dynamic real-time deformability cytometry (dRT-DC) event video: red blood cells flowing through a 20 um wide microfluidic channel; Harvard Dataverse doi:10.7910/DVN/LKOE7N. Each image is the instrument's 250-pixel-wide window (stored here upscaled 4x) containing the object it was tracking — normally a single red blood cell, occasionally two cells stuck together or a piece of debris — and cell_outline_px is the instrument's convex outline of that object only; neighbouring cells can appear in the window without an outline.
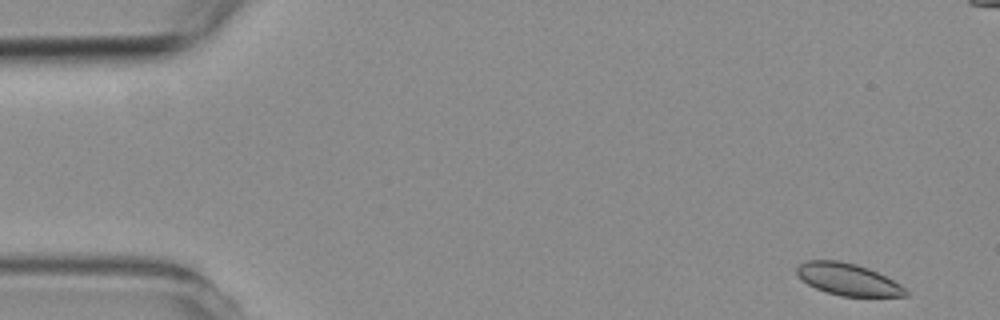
{"species": "common noctule bat (a hibernating species)", "species_latin": "Nyctalus noctula", "temperature_condition": "room temperature", "stored_images_in_passage": 7, "camera_frame_rate_fps": 3000, "um_per_image_px": 0.085, "animal": {"sex": "female", "body_mass_g": 19.3, "forearm_length_mm": 54.1}, "frame": {"image": 1, "passage_image": 1, "time_ms": 0.0, "image_size_px": [1000, 320], "cell_outline_px": [[908, 296], [840, 296], [816, 288], [808, 284], [796, 272], [796, 268], [800, 264], [808, 260], [840, 260], [856, 264], [868, 268], [900, 284], [908, 292]], "centroid_in_image_um": [72.07, 23.74], "position_along_channel_um": 12.9, "area_um2": 19.94}}
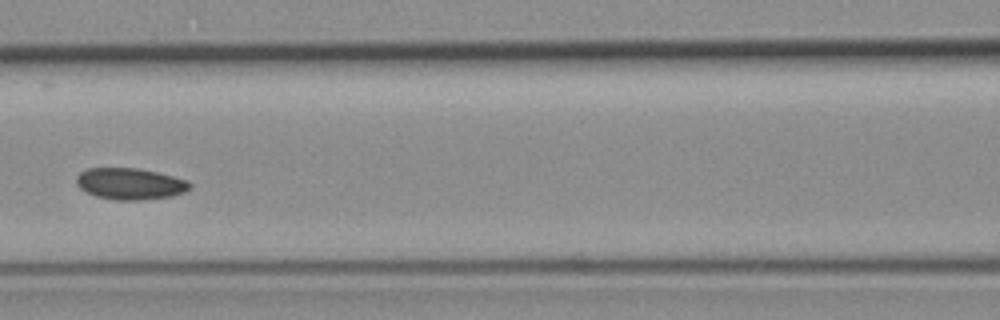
{"frame": {"image": 2, "passage_image": 6, "time_ms": 6.667, "image_size_px": [1000, 320], "cell_outline_px": [[192, 188], [184, 192], [172, 196], [140, 200], [116, 200], [96, 196], [80, 188], [76, 184], [76, 176], [80, 172], [88, 168], [136, 168], [156, 172], [188, 180], [192, 184]], "centroid_in_image_um": [11.07, 15.62], "position_along_channel_um": 155.5, "area_um2": 20.81}}
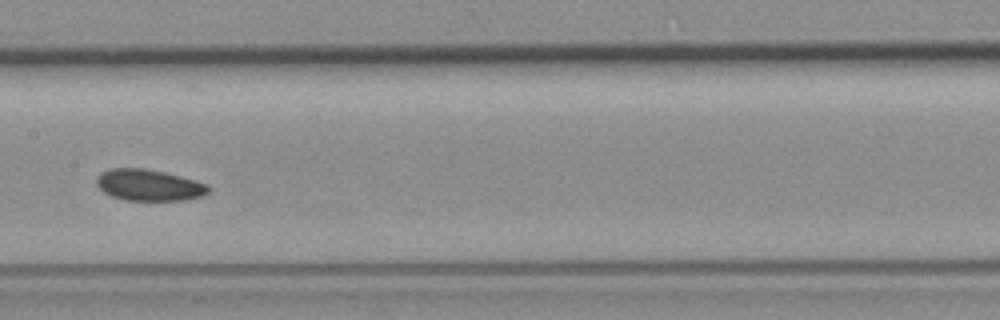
{"frame": {"image": 3, "passage_image": 7, "time_ms": 7.667, "image_size_px": [1000, 320], "cell_outline_px": [[212, 188], [204, 196], [184, 200], [124, 200], [112, 196], [104, 192], [96, 184], [96, 176], [100, 172], [108, 168], [144, 168], [164, 172], [196, 180], [208, 184]], "centroid_in_image_um": [12.67, 15.73], "position_along_channel_um": 194.7, "area_um2": 20.69}}